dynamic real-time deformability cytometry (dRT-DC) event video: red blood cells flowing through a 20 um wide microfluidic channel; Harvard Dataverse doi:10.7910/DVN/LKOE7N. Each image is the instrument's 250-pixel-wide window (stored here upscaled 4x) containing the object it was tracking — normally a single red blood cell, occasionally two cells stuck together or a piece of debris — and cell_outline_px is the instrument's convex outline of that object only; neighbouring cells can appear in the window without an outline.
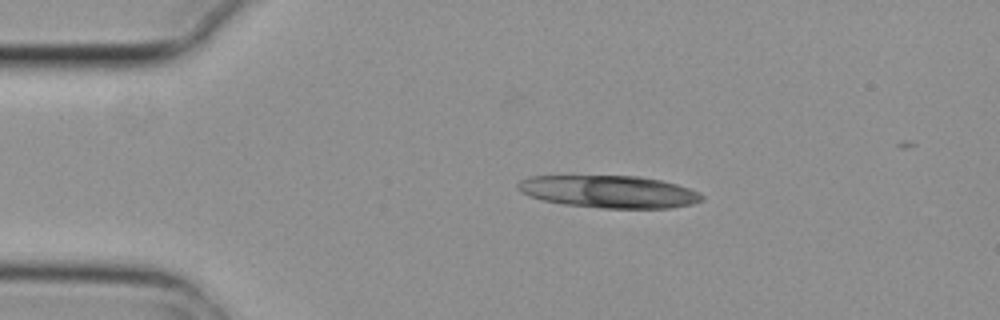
{"species": "common noctule bat (a hibernating species)", "species_latin": "Nyctalus noctula", "temperature_condition": "cold", "stored_images_in_passage": 5, "camera_frame_rate_fps": 3000, "um_per_image_px": 0.085, "animal": {"sex": "female", "body_mass_g": 29.2, "forearm_length_mm": 56.3}, "frame": {"image": 1, "passage_image": 1, "time_ms": 0.0, "image_size_px": [1000, 320], "cell_outline_px": [[704, 200], [692, 204], [672, 208], [604, 208], [564, 204], [544, 200], [528, 196], [520, 192], [516, 188], [516, 184], [520, 180], [528, 176], [640, 176], [660, 180], [676, 184], [700, 192], [704, 196]], "centroid_in_image_um": [51.76, 16.29], "position_along_channel_um": 33.2, "area_um2": 34.85}}
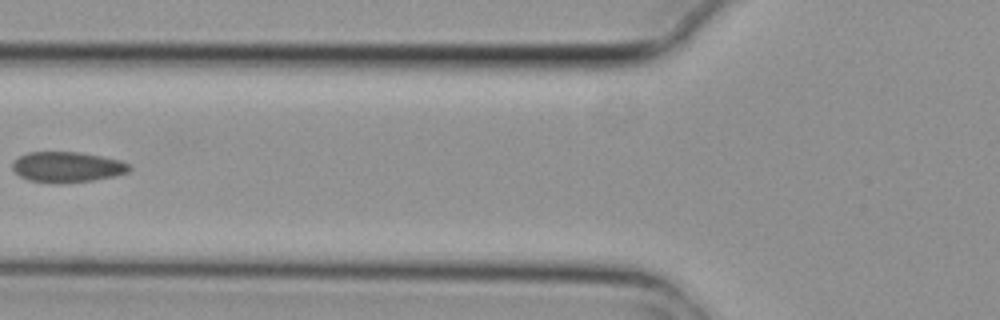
{"frame": {"image": 2, "passage_image": 4, "time_ms": 1.0, "image_size_px": [1000, 320], "cell_outline_px": [[132, 168], [128, 172], [116, 176], [92, 180], [56, 184], [28, 180], [20, 176], [12, 168], [12, 164], [20, 156], [28, 152], [80, 152], [120, 160], [132, 164]], "centroid_in_image_um": [5.75, 14.2], "position_along_channel_um": 120.1, "area_um2": 20.87}}
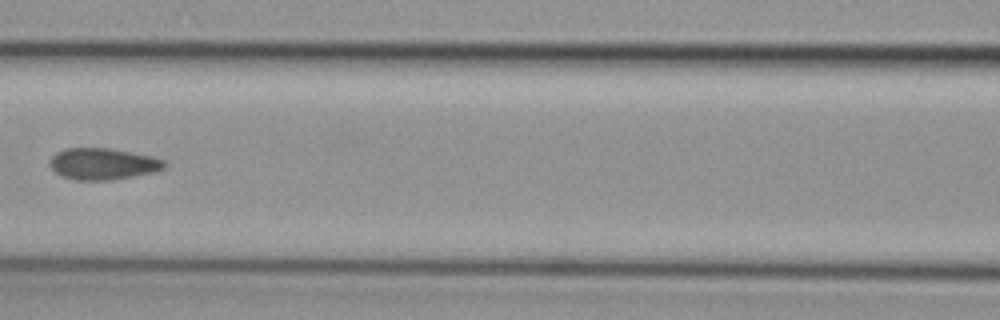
{"frame": {"image": 3, "passage_image": 5, "time_ms": 1.333, "image_size_px": [1000, 320], "cell_outline_px": [[168, 164], [164, 168], [152, 172], [112, 180], [76, 180], [60, 176], [48, 164], [48, 160], [56, 152], [64, 148], [108, 148], [132, 152], [152, 156], [164, 160]], "centroid_in_image_um": [8.71, 13.92], "position_along_channel_um": 157.9, "area_um2": 21.15}}